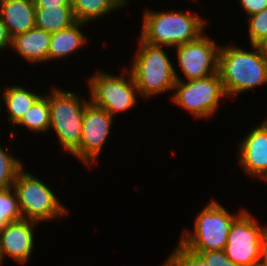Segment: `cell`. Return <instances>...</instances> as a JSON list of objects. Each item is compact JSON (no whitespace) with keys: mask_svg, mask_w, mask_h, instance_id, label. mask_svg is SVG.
<instances>
[{"mask_svg":"<svg viewBox=\"0 0 267 266\" xmlns=\"http://www.w3.org/2000/svg\"><path fill=\"white\" fill-rule=\"evenodd\" d=\"M24 169L17 174L13 184L23 219L43 223L68 215L67 207L49 185Z\"/></svg>","mask_w":267,"mask_h":266,"instance_id":"52a82bcc","label":"cell"},{"mask_svg":"<svg viewBox=\"0 0 267 266\" xmlns=\"http://www.w3.org/2000/svg\"><path fill=\"white\" fill-rule=\"evenodd\" d=\"M76 22L71 6L36 7L35 25L53 34Z\"/></svg>","mask_w":267,"mask_h":266,"instance_id":"d6986e66","label":"cell"},{"mask_svg":"<svg viewBox=\"0 0 267 266\" xmlns=\"http://www.w3.org/2000/svg\"><path fill=\"white\" fill-rule=\"evenodd\" d=\"M140 38L147 44L172 48L198 39L205 31L207 19L190 10H143Z\"/></svg>","mask_w":267,"mask_h":266,"instance_id":"6da1fadb","label":"cell"},{"mask_svg":"<svg viewBox=\"0 0 267 266\" xmlns=\"http://www.w3.org/2000/svg\"><path fill=\"white\" fill-rule=\"evenodd\" d=\"M86 25L88 24L76 21L68 28L51 34L48 62L67 58L71 54L77 53L76 51H79L82 47H85V44H88L89 38L82 29Z\"/></svg>","mask_w":267,"mask_h":266,"instance_id":"2e32d148","label":"cell"},{"mask_svg":"<svg viewBox=\"0 0 267 266\" xmlns=\"http://www.w3.org/2000/svg\"><path fill=\"white\" fill-rule=\"evenodd\" d=\"M35 7L71 6V0H33Z\"/></svg>","mask_w":267,"mask_h":266,"instance_id":"f1b7e54d","label":"cell"},{"mask_svg":"<svg viewBox=\"0 0 267 266\" xmlns=\"http://www.w3.org/2000/svg\"><path fill=\"white\" fill-rule=\"evenodd\" d=\"M22 219L23 216L14 187L0 189V231L8 223Z\"/></svg>","mask_w":267,"mask_h":266,"instance_id":"7402d4cb","label":"cell"},{"mask_svg":"<svg viewBox=\"0 0 267 266\" xmlns=\"http://www.w3.org/2000/svg\"><path fill=\"white\" fill-rule=\"evenodd\" d=\"M170 266H214L213 251H191L179 241L176 248L170 253Z\"/></svg>","mask_w":267,"mask_h":266,"instance_id":"44dd1931","label":"cell"},{"mask_svg":"<svg viewBox=\"0 0 267 266\" xmlns=\"http://www.w3.org/2000/svg\"><path fill=\"white\" fill-rule=\"evenodd\" d=\"M139 41L129 69L139 96L151 98L170 91L172 93L176 83L174 65L164 50L165 46L150 45L141 38Z\"/></svg>","mask_w":267,"mask_h":266,"instance_id":"3957f363","label":"cell"},{"mask_svg":"<svg viewBox=\"0 0 267 266\" xmlns=\"http://www.w3.org/2000/svg\"><path fill=\"white\" fill-rule=\"evenodd\" d=\"M25 86L10 85L3 87V93L0 101L3 99V103L6 107L8 115V124H11L13 128L23 117V115L32 107V105L42 96L37 91H30Z\"/></svg>","mask_w":267,"mask_h":266,"instance_id":"e0dca14e","label":"cell"},{"mask_svg":"<svg viewBox=\"0 0 267 266\" xmlns=\"http://www.w3.org/2000/svg\"><path fill=\"white\" fill-rule=\"evenodd\" d=\"M51 34L34 27L11 39V49L32 64L48 61Z\"/></svg>","mask_w":267,"mask_h":266,"instance_id":"9a60e30c","label":"cell"},{"mask_svg":"<svg viewBox=\"0 0 267 266\" xmlns=\"http://www.w3.org/2000/svg\"><path fill=\"white\" fill-rule=\"evenodd\" d=\"M124 68L122 74L118 75L96 70V73L87 78L90 102L105 109L113 117L137 105L139 94L134 78L129 68Z\"/></svg>","mask_w":267,"mask_h":266,"instance_id":"ba28073f","label":"cell"},{"mask_svg":"<svg viewBox=\"0 0 267 266\" xmlns=\"http://www.w3.org/2000/svg\"><path fill=\"white\" fill-rule=\"evenodd\" d=\"M32 105V107L23 115L22 119L9 131L11 139L18 135L15 131L16 126L25 127L30 132L44 134L49 131L50 126V109L49 93H46Z\"/></svg>","mask_w":267,"mask_h":266,"instance_id":"ffe728a7","label":"cell"},{"mask_svg":"<svg viewBox=\"0 0 267 266\" xmlns=\"http://www.w3.org/2000/svg\"><path fill=\"white\" fill-rule=\"evenodd\" d=\"M79 96L58 86L49 91V130L53 128L64 153L72 154L81 141L84 110L90 100Z\"/></svg>","mask_w":267,"mask_h":266,"instance_id":"5b68a950","label":"cell"},{"mask_svg":"<svg viewBox=\"0 0 267 266\" xmlns=\"http://www.w3.org/2000/svg\"><path fill=\"white\" fill-rule=\"evenodd\" d=\"M175 69L174 66L176 79L174 94L170 96L173 104L185 109L196 119L212 117L221 106L220 100L228 98L219 72L212 76L185 82Z\"/></svg>","mask_w":267,"mask_h":266,"instance_id":"8992f818","label":"cell"},{"mask_svg":"<svg viewBox=\"0 0 267 266\" xmlns=\"http://www.w3.org/2000/svg\"><path fill=\"white\" fill-rule=\"evenodd\" d=\"M35 11L33 0H0V16L11 39L36 27Z\"/></svg>","mask_w":267,"mask_h":266,"instance_id":"5bb4252c","label":"cell"},{"mask_svg":"<svg viewBox=\"0 0 267 266\" xmlns=\"http://www.w3.org/2000/svg\"><path fill=\"white\" fill-rule=\"evenodd\" d=\"M239 4L246 12L247 17L267 8V0H239Z\"/></svg>","mask_w":267,"mask_h":266,"instance_id":"d4e9b609","label":"cell"},{"mask_svg":"<svg viewBox=\"0 0 267 266\" xmlns=\"http://www.w3.org/2000/svg\"><path fill=\"white\" fill-rule=\"evenodd\" d=\"M38 224L22 219L5 225L0 231V264L7 256L20 265H25L31 259L35 249L34 230Z\"/></svg>","mask_w":267,"mask_h":266,"instance_id":"4fadbf2b","label":"cell"},{"mask_svg":"<svg viewBox=\"0 0 267 266\" xmlns=\"http://www.w3.org/2000/svg\"><path fill=\"white\" fill-rule=\"evenodd\" d=\"M257 266H267V226L262 234Z\"/></svg>","mask_w":267,"mask_h":266,"instance_id":"484cf974","label":"cell"},{"mask_svg":"<svg viewBox=\"0 0 267 266\" xmlns=\"http://www.w3.org/2000/svg\"><path fill=\"white\" fill-rule=\"evenodd\" d=\"M214 266H241L232 262L223 250H214Z\"/></svg>","mask_w":267,"mask_h":266,"instance_id":"83f0119b","label":"cell"},{"mask_svg":"<svg viewBox=\"0 0 267 266\" xmlns=\"http://www.w3.org/2000/svg\"><path fill=\"white\" fill-rule=\"evenodd\" d=\"M129 0H71L76 21L90 23L125 8ZM126 5V6H125Z\"/></svg>","mask_w":267,"mask_h":266,"instance_id":"ac0fdd59","label":"cell"},{"mask_svg":"<svg viewBox=\"0 0 267 266\" xmlns=\"http://www.w3.org/2000/svg\"><path fill=\"white\" fill-rule=\"evenodd\" d=\"M215 40L203 33L198 39L173 47L177 64L186 81L205 78L218 73L219 50Z\"/></svg>","mask_w":267,"mask_h":266,"instance_id":"8fae6325","label":"cell"},{"mask_svg":"<svg viewBox=\"0 0 267 266\" xmlns=\"http://www.w3.org/2000/svg\"><path fill=\"white\" fill-rule=\"evenodd\" d=\"M113 117L105 109L89 102L84 110L82 121L81 141L79 147L71 154L88 169L98 161L102 154L110 130L113 126Z\"/></svg>","mask_w":267,"mask_h":266,"instance_id":"30bf717a","label":"cell"},{"mask_svg":"<svg viewBox=\"0 0 267 266\" xmlns=\"http://www.w3.org/2000/svg\"><path fill=\"white\" fill-rule=\"evenodd\" d=\"M23 161L0 145V189L12 187L17 174L24 168Z\"/></svg>","mask_w":267,"mask_h":266,"instance_id":"603a6c76","label":"cell"},{"mask_svg":"<svg viewBox=\"0 0 267 266\" xmlns=\"http://www.w3.org/2000/svg\"><path fill=\"white\" fill-rule=\"evenodd\" d=\"M11 47V38L8 34L7 28L0 16V51H5ZM5 49V50H4Z\"/></svg>","mask_w":267,"mask_h":266,"instance_id":"4316f807","label":"cell"},{"mask_svg":"<svg viewBox=\"0 0 267 266\" xmlns=\"http://www.w3.org/2000/svg\"><path fill=\"white\" fill-rule=\"evenodd\" d=\"M239 141L237 163L251 178L267 183V116Z\"/></svg>","mask_w":267,"mask_h":266,"instance_id":"7c38bea8","label":"cell"},{"mask_svg":"<svg viewBox=\"0 0 267 266\" xmlns=\"http://www.w3.org/2000/svg\"><path fill=\"white\" fill-rule=\"evenodd\" d=\"M245 210L231 214L212 199L195 216L194 230L182 231L178 241L191 251L224 250L231 225Z\"/></svg>","mask_w":267,"mask_h":266,"instance_id":"277c9868","label":"cell"},{"mask_svg":"<svg viewBox=\"0 0 267 266\" xmlns=\"http://www.w3.org/2000/svg\"><path fill=\"white\" fill-rule=\"evenodd\" d=\"M250 45H256L267 36V8L247 17Z\"/></svg>","mask_w":267,"mask_h":266,"instance_id":"cb8c5ba5","label":"cell"},{"mask_svg":"<svg viewBox=\"0 0 267 266\" xmlns=\"http://www.w3.org/2000/svg\"><path fill=\"white\" fill-rule=\"evenodd\" d=\"M262 54L267 58V36L256 44Z\"/></svg>","mask_w":267,"mask_h":266,"instance_id":"f546056e","label":"cell"},{"mask_svg":"<svg viewBox=\"0 0 267 266\" xmlns=\"http://www.w3.org/2000/svg\"><path fill=\"white\" fill-rule=\"evenodd\" d=\"M247 209L231 225L225 255L241 266H257L260 242L267 223L260 225ZM258 223V224H257Z\"/></svg>","mask_w":267,"mask_h":266,"instance_id":"9c48e42d","label":"cell"},{"mask_svg":"<svg viewBox=\"0 0 267 266\" xmlns=\"http://www.w3.org/2000/svg\"><path fill=\"white\" fill-rule=\"evenodd\" d=\"M237 46L222 45L219 50L218 72L230 98L267 84V58L258 46L249 45L253 51Z\"/></svg>","mask_w":267,"mask_h":266,"instance_id":"7a4b0ae2","label":"cell"}]
</instances>
